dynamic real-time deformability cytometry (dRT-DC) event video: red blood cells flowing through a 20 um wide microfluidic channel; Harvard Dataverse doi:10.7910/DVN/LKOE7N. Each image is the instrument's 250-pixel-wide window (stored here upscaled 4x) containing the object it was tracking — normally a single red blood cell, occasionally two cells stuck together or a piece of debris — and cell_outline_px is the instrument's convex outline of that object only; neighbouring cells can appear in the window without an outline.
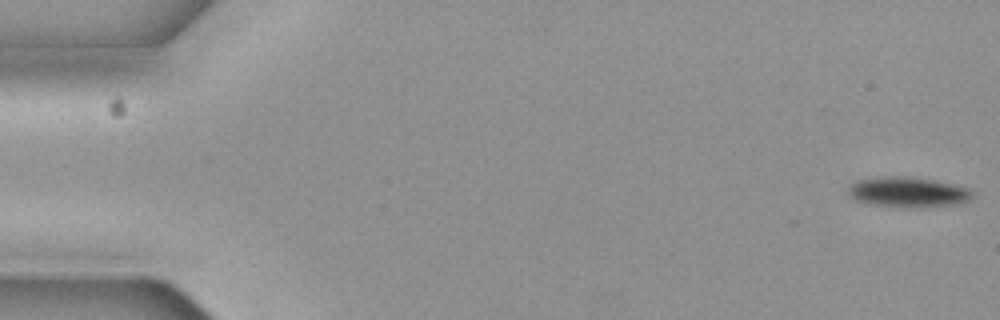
{"species": "common noctule bat (a hibernating species)", "species_latin": "Nyctalus noctula", "temperature_condition": "cold", "stored_images_in_passage": 6, "camera_frame_rate_fps": 3000, "um_per_image_px": 0.085, "animal": {"sex": "female", "body_mass_g": 19.3, "forearm_length_mm": 54.1}, "frame": {"image": 1, "passage_image": 1, "time_ms": 0.0, "image_size_px": [1000, 320], "cell_outline_px": [[972, 196], [968, 200], [952, 204], [920, 208], [900, 208], [868, 204], [856, 200], [848, 192], [848, 188], [856, 180], [892, 176], [932, 180], [964, 188], [972, 192]], "centroid_in_image_um": [77.09, 16.36], "position_along_channel_um": 7.9, "area_um2": 21.33}}
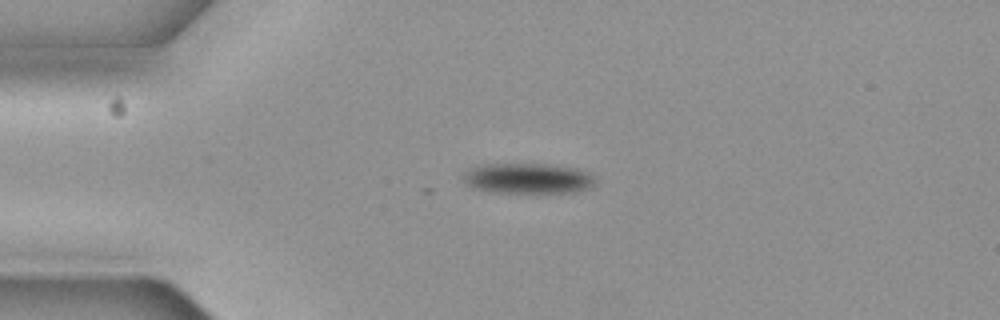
{"frame": {"image": 2, "passage_image": 4, "time_ms": 1.0, "image_size_px": [1000, 320], "cell_outline_px": [[596, 184], [588, 188], [572, 192], [488, 192], [472, 188], [464, 184], [464, 172], [472, 168], [488, 164], [548, 164], [576, 168], [588, 172], [592, 176]], "centroid_in_image_um": [44.85, 15.16], "position_along_channel_um": 40.2, "area_um2": 23.29}}
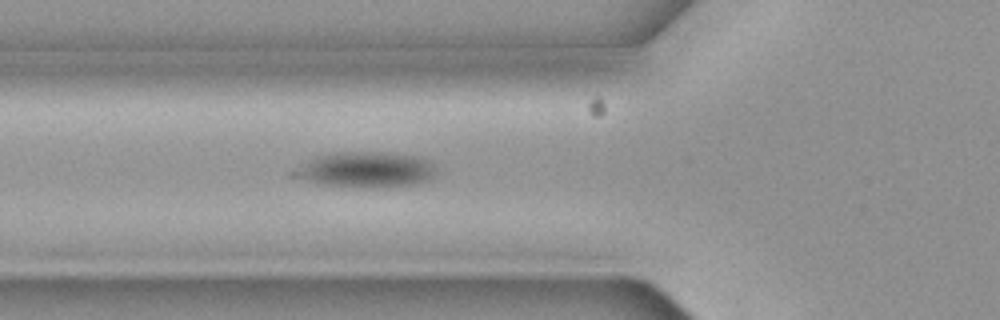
{"frame": {"image": 3, "passage_image": 6, "time_ms": 1.667, "image_size_px": [1000, 320], "cell_outline_px": [[432, 176], [428, 180], [420, 184], [372, 188], [360, 188], [316, 184], [288, 176], [288, 172], [308, 160], [320, 156], [340, 152], [388, 152], [412, 156], [428, 160], [432, 164]], "centroid_in_image_um": [30.97, 14.45], "position_along_channel_um": 94.8, "area_um2": 29.71}}